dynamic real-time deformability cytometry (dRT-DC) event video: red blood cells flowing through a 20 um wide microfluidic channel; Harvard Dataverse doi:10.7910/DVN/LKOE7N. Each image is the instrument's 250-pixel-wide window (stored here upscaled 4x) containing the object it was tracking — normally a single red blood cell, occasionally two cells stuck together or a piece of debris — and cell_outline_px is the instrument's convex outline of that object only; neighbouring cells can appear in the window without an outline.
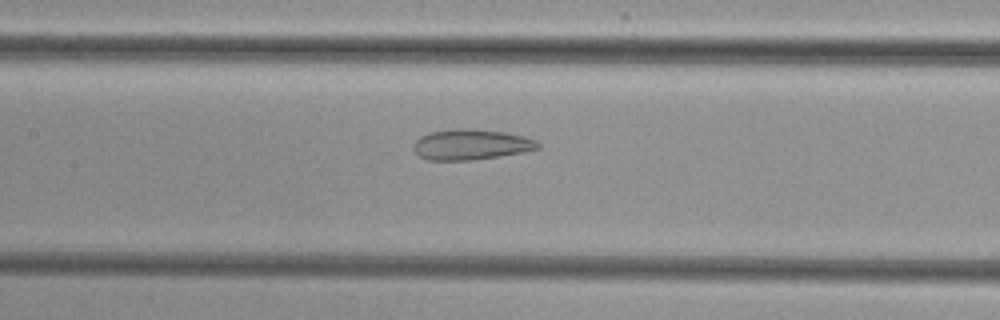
{"species": "common noctule bat (a hibernating species)", "species_latin": "Nyctalus noctula", "temperature_condition": "cold", "stored_images_in_passage": 37, "camera_frame_rate_fps": 3000, "um_per_image_px": 0.085, "animal": {"sex": "female", "body_mass_g": 29.2, "forearm_length_mm": 56.3}, "frame": {"image": 1, "passage_image": 13, "time_ms": 4.0, "image_size_px": [1000, 320], "cell_outline_px": [[540, 148], [500, 156], [472, 160], [428, 160], [420, 156], [412, 148], [412, 144], [420, 136], [428, 132], [456, 128], [464, 128], [504, 132], [524, 136], [536, 140], [540, 144]], "centroid_in_image_um": [40.0, 12.28], "position_along_channel_um": 167.4, "area_um2": 22.14}}
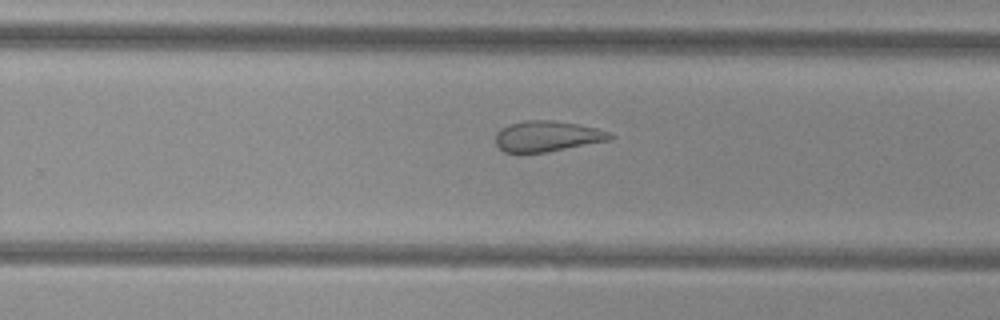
{"frame": {"image": 2, "passage_image": 22, "time_ms": 7.0, "image_size_px": [1000, 320], "cell_outline_px": [[616, 136], [612, 140], [548, 152], [504, 152], [496, 144], [496, 132], [500, 128], [508, 124], [524, 120], [552, 120], [576, 124], [596, 128], [612, 132]], "centroid_in_image_um": [46.55, 11.57], "position_along_channel_um": 283.2, "area_um2": 20.69}}
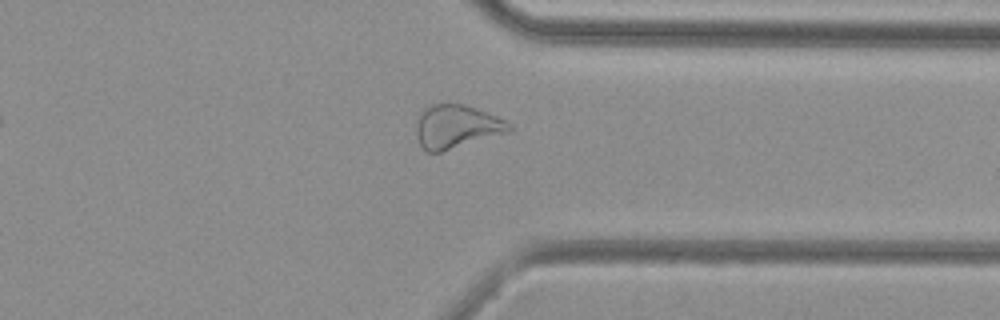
{"frame": {"image": 3, "passage_image": 29, "time_ms": 9.333, "image_size_px": [1000, 320], "cell_outline_px": [[512, 128], [508, 132], [440, 152], [428, 152], [420, 144], [416, 136], [416, 124], [420, 112], [424, 108], [432, 104], [464, 104], [488, 112], [512, 124]], "centroid_in_image_um": [38.78, 10.75], "position_along_channel_um": 372.6, "area_um2": 23.35}}